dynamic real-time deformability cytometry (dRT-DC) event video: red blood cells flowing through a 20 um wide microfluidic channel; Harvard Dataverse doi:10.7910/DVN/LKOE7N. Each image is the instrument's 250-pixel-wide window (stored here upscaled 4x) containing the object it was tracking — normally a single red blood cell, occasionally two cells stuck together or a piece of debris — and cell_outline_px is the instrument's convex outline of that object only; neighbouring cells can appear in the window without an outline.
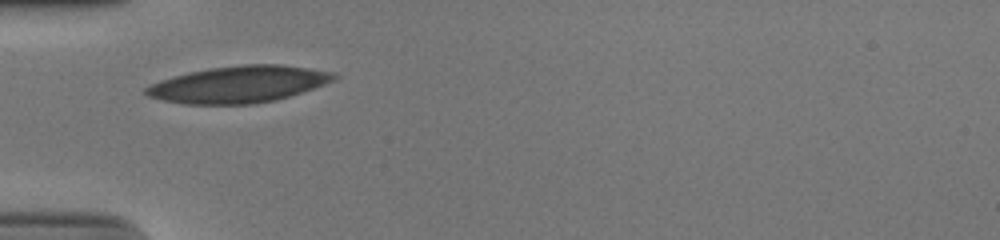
{"species": "human", "species_latin": "Homo sapiens", "temperature_condition": "cold", "stored_images_in_passage": 27, "camera_frame_rate_fps": 3000, "um_per_image_px": 0.085, "donor": {"sex": "male"}, "frame": {"image": 1, "passage_image": 1, "time_ms": 0.0, "image_size_px": [1000, 240], "cell_outline_px": [[340, 76], [324, 84], [288, 96], [272, 100], [252, 104], [184, 104], [164, 100], [148, 96], [144, 92], [144, 88], [148, 84], [172, 76], [188, 72], [208, 68], [240, 64], [280, 64], [332, 72]], "centroid_in_image_um": [20.21, 7.16], "position_along_channel_um": 64.8, "area_um2": 40.0}}
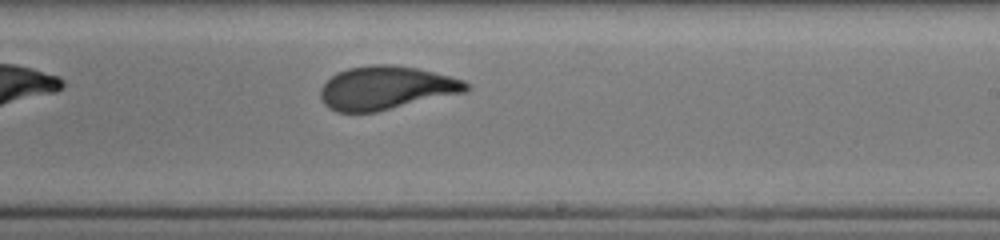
{"frame": {"image": 2, "passage_image": 16, "time_ms": 5.0, "image_size_px": [1000, 240], "cell_outline_px": [[472, 88], [464, 92], [376, 112], [336, 112], [328, 108], [320, 100], [320, 88], [336, 72], [348, 68], [372, 64], [392, 64], [416, 68], [464, 80], [472, 84]], "centroid_in_image_um": [32.8, 7.47], "position_along_channel_um": 256.2, "area_um2": 36.93}}
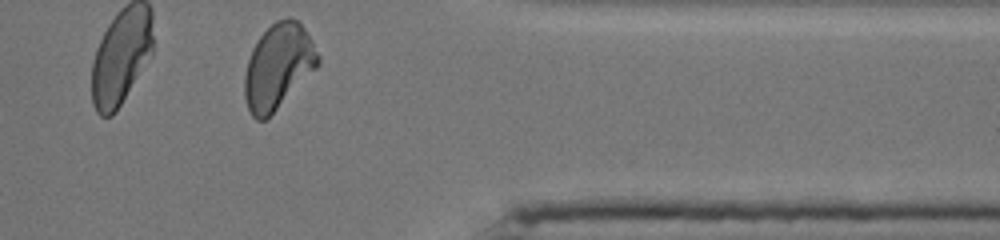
{"frame": {"image": 3, "passage_image": 27, "time_ms": 8.667, "image_size_px": [1000, 240], "cell_outline_px": [[320, 64], [264, 120], [256, 120], [252, 116], [248, 108], [244, 96], [244, 76], [248, 60], [252, 48], [260, 36], [276, 20], [288, 16], [296, 20], [304, 28], [312, 40], [320, 56]], "centroid_in_image_um": [23.64, 5.61], "position_along_channel_um": 387.8, "area_um2": 35.84}, "authors_computed_cell_mechanics": {"area_um2": 36.9342, "velocity_mm_per_s": 3.8924, "shape_relaxation_time_tau1_ms": 4.0126, "shape_relaxation_time_tau2_ms": 0.8624, "deformation_change_tau1": 0.1675, "deformation_change_tau2": 0.0678}}